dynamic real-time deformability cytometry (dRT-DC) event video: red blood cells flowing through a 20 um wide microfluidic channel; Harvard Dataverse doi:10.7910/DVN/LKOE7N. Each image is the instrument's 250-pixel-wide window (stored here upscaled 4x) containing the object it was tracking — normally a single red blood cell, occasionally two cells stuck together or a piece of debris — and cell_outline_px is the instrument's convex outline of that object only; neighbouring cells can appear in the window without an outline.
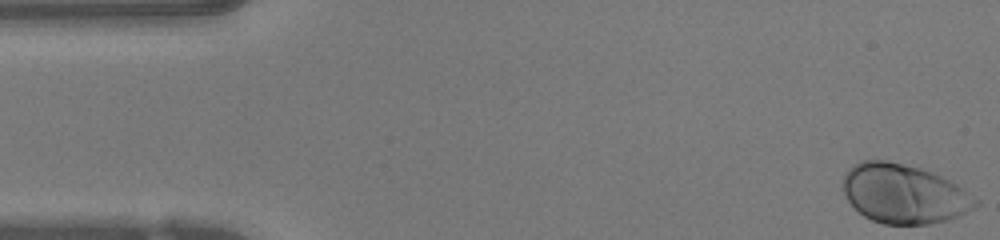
{"species": "human", "species_latin": "Homo sapiens", "temperature_condition": "warm", "stored_images_in_passage": 47, "camera_frame_rate_fps": 3000, "um_per_image_px": 0.085, "donor": {"sex": "female"}, "frame": {"image": 1, "passage_image": 1, "time_ms": 0.0, "image_size_px": [1000, 240], "cell_outline_px": [[980, 204], [960, 216], [948, 220], [928, 224], [884, 224], [872, 220], [864, 216], [848, 200], [844, 192], [844, 176], [848, 168], [852, 164], [860, 160], [884, 160], [920, 168], [932, 172], [956, 184], [980, 200]], "centroid_in_image_um": [76.85, 16.47], "position_along_channel_um": 8.1, "area_um2": 45.66}}
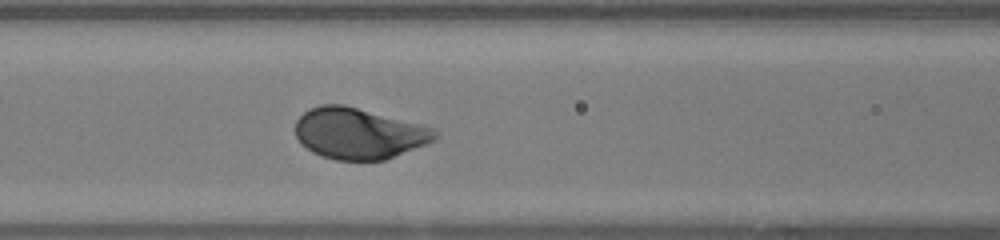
{"frame": {"image": 2, "passage_image": 19, "time_ms": 6.0, "image_size_px": [1000, 240], "cell_outline_px": [[440, 136], [424, 144], [384, 160], [336, 160], [320, 156], [312, 152], [300, 144], [296, 136], [296, 120], [308, 108], [324, 104], [344, 104], [436, 128], [440, 132]], "centroid_in_image_um": [30.48, 11.33], "position_along_channel_um": 136.1, "area_um2": 41.62}}
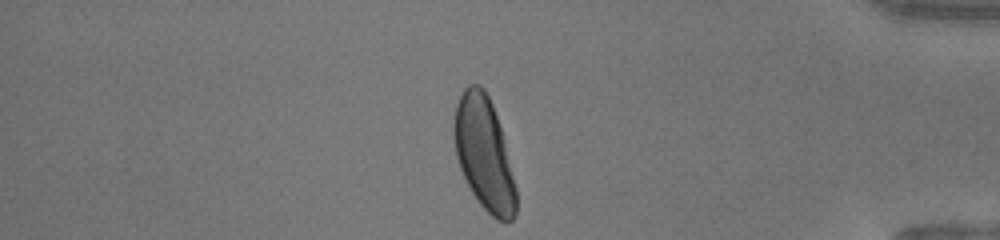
{"frame": {"image": 3, "passage_image": 40, "time_ms": 13.0, "image_size_px": [1000, 240], "cell_outline_px": [[516, 216], [508, 224], [504, 224], [496, 220], [480, 204], [472, 192], [460, 168], [456, 156], [452, 132], [452, 124], [456, 104], [464, 88], [468, 84], [480, 84], [484, 88], [492, 104], [504, 140], [516, 188]], "centroid_in_image_um": [41.13, 13.07], "position_along_channel_um": 394.1, "area_um2": 40.98}, "authors_computed_cell_mechanics": {"area_um2": 41.616, "velocity_mm_per_s": 4.1961, "shape_relaxation_time_tau1_ms": 1.5604, "shape_relaxation_time_tau2_ms": null, "deformation_change_tau1": 0.1411, "deformation_change_tau2": null}}